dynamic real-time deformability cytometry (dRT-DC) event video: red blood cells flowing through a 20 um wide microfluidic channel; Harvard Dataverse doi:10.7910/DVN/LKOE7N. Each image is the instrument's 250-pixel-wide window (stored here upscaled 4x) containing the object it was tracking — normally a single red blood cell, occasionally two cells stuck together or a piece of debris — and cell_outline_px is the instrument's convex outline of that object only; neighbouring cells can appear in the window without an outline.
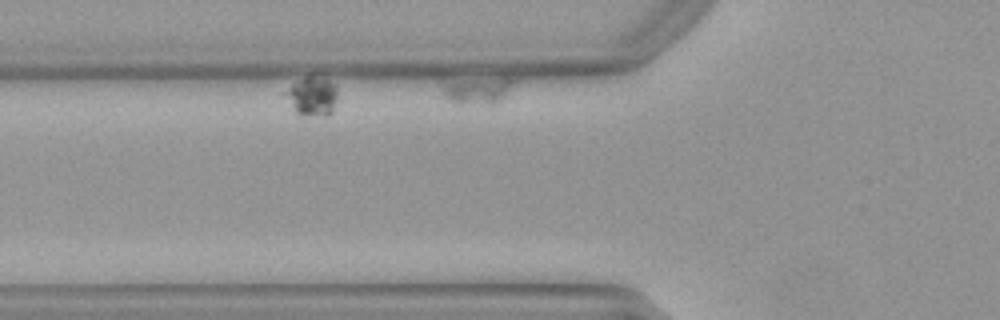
{"species": "Egyptian fruit bat (a non-hibernating species)", "species_latin": "Rousettus aegyptiacus", "temperature_condition": "warm", "stored_images_in_passage": 5, "segment_of_instrument_passage": [2, 2], "camera_frame_rate_fps": 3000, "um_per_image_px": 0.085, "animal": {"sex": "female"}, "frame": {"image": 1, "passage_image": 5, "time_ms": 1.333, "image_size_px": [1000, 320], "cell_outline_px": [[520, 80], [500, 100], [492, 104], [452, 104], [444, 100], [428, 76], [436, 72], [516, 76]], "centroid_in_image_um": [40.16, 7.42], "position_along_channel_um": 85.6, "area_um2": 15.72}}